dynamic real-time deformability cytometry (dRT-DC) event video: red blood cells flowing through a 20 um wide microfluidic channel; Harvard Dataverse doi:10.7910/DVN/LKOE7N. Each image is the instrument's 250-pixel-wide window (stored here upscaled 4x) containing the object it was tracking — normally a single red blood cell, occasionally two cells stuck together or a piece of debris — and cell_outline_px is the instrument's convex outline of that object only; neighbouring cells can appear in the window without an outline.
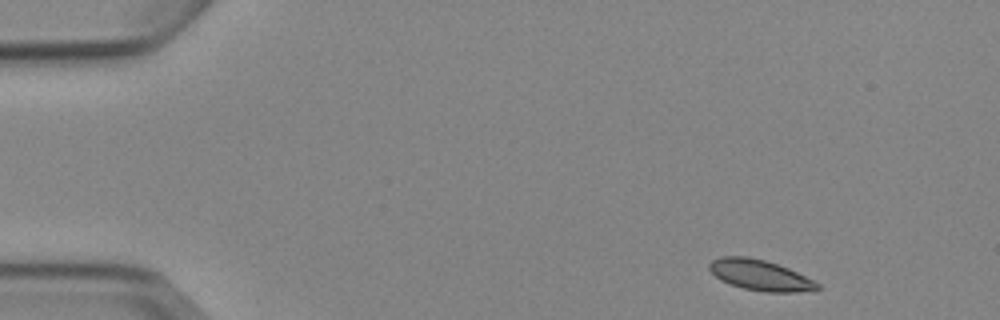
{"species": "Egyptian fruit bat (a non-hibernating species)", "species_latin": "Rousettus aegyptiacus", "temperature_condition": "cold", "stored_images_in_passage": 4, "camera_frame_rate_fps": 3000, "um_per_image_px": 0.085, "animal": {"sex": "female"}, "frame": {"image": 1, "passage_image": 1, "time_ms": 0.0, "image_size_px": [1000, 320], "cell_outline_px": [[820, 288], [816, 292], [764, 292], [744, 288], [720, 280], [708, 268], [708, 264], [712, 260], [720, 256], [748, 256], [764, 260], [788, 268], [820, 284]], "centroid_in_image_um": [64.63, 23.39], "position_along_channel_um": 20.4, "area_um2": 19.31}}
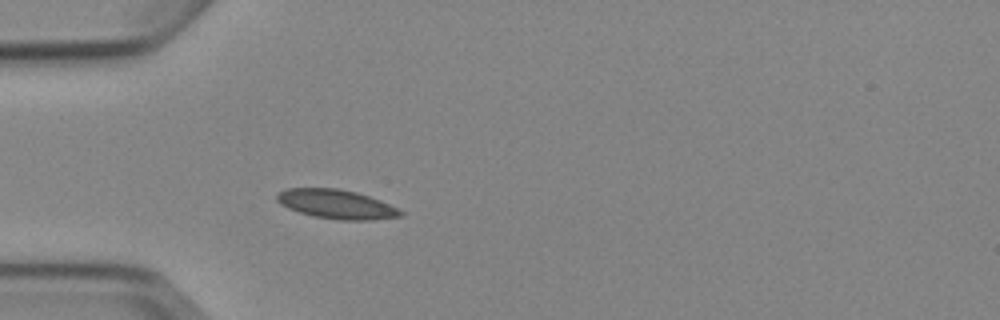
{"frame": {"image": 2, "passage_image": 4, "time_ms": 3.333, "image_size_px": [1000, 320], "cell_outline_px": [[404, 216], [372, 220], [340, 220], [312, 216], [288, 208], [280, 204], [276, 200], [276, 196], [284, 188], [336, 188], [356, 192], [380, 200], [404, 212]], "centroid_in_image_um": [28.59, 17.36], "position_along_channel_um": 56.4, "area_um2": 20.98}}